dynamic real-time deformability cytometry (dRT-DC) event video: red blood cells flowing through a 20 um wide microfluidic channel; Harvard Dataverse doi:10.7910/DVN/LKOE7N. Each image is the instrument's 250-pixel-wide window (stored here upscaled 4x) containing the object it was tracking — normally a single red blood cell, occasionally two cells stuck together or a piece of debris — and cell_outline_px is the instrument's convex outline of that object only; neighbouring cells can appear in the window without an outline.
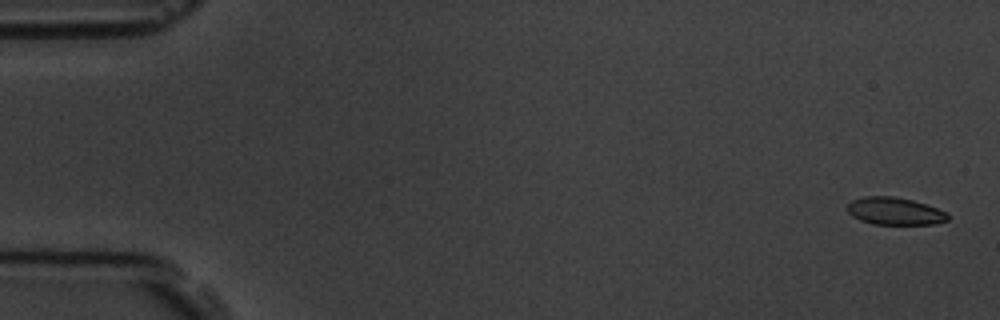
{"species": "common noctule bat (a hibernating species)", "species_latin": "Nyctalus noctula", "temperature_condition": "room temperature", "stored_images_in_passage": 15, "camera_frame_rate_fps": 3000, "um_per_image_px": 0.085, "animal": {"sex": "male", "body_mass_g": 19.5, "forearm_length_mm": 54.6}, "frame": {"image": 1, "passage_image": 1, "time_ms": 0.0, "image_size_px": [1000, 320], "cell_outline_px": [[948, 220], [936, 224], [872, 224], [860, 220], [852, 216], [848, 212], [848, 204], [852, 200], [864, 196], [892, 196], [912, 200], [948, 212]], "centroid_in_image_um": [76.05, 17.95], "position_along_channel_um": 8.9, "area_um2": 16.01}}
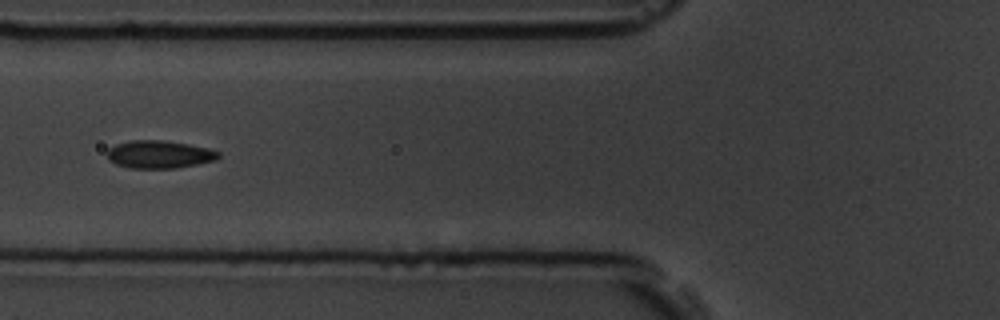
{"frame": {"image": 2, "passage_image": 6, "time_ms": 6.667, "image_size_px": [1000, 320], "cell_outline_px": [[220, 156], [216, 160], [176, 168], [132, 168], [116, 164], [108, 160], [104, 152], [108, 148], [116, 144], [132, 140], [164, 140], [188, 144], [208, 148], [220, 152]], "centroid_in_image_um": [13.5, 13.12], "position_along_channel_um": 112.3, "area_um2": 18.15}}
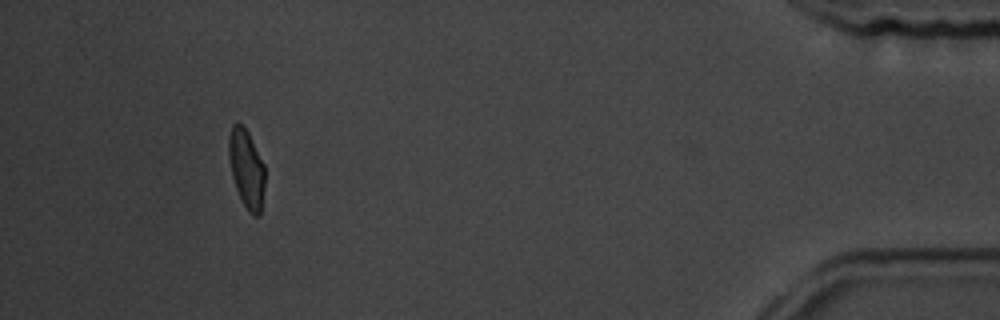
{"frame": {"image": 3, "passage_image": 14, "time_ms": 16.667, "image_size_px": [1000, 320], "cell_outline_px": [[264, 188], [260, 216], [252, 216], [248, 212], [236, 188], [232, 176], [228, 156], [228, 140], [232, 124], [236, 120], [248, 132], [264, 164]], "centroid_in_image_um": [20.94, 14.33], "position_along_channel_um": 414.3, "area_um2": 16.53}, "authors_computed_cell_mechanics": {"area_um2": 17.1666, "velocity_mm_per_s": 3.6725, "shape_relaxation_time_tau1_ms": 2.9898, "shape_relaxation_time_tau2_ms": 0.8224, "deformation_change_tau1": 0.0881, "deformation_change_tau2": 0.0385}}